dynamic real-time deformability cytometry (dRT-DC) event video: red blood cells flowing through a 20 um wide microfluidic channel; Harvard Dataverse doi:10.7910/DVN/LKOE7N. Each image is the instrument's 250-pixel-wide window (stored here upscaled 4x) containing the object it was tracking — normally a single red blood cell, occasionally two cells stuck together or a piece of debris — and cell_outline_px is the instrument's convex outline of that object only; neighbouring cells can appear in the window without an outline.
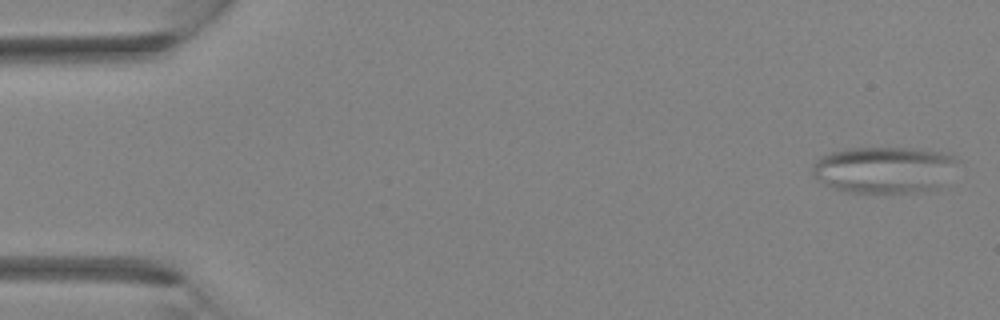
{"species": "Egyptian fruit bat (a non-hibernating species)", "species_latin": "Rousettus aegyptiacus", "temperature_condition": "room temperature", "stored_images_in_passage": 4, "camera_frame_rate_fps": 3000, "um_per_image_px": 0.085, "animal": {"sex": "female"}, "frame": {"image": 1, "passage_image": 1, "time_ms": 0.0, "image_size_px": [1000, 320], "cell_outline_px": [[960, 160], [944, 188], [936, 192], [852, 192], [832, 188], [824, 184], [812, 172], [812, 164], [820, 156], [832, 152], [848, 148], [920, 148], [948, 152], [956, 156]], "centroid_in_image_um": [75.3, 14.43], "position_along_channel_um": 9.7, "area_um2": 40.52}}
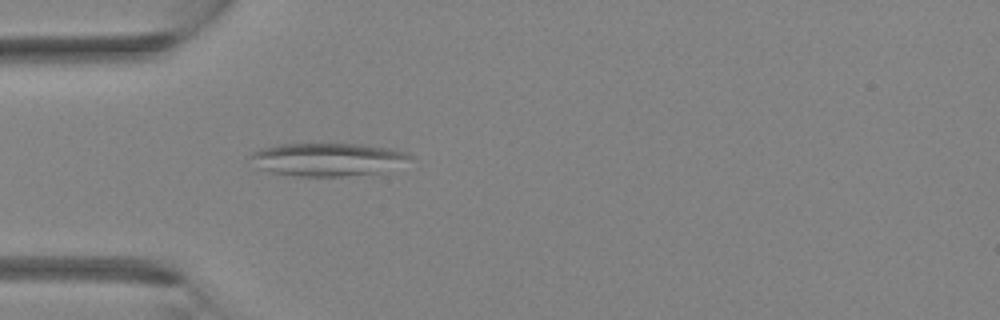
{"frame": {"image": 2, "passage_image": 4, "time_ms": 3.333, "image_size_px": [1000, 320], "cell_outline_px": [[412, 156], [380, 172], [340, 176], [296, 176], [272, 172], [260, 168], [248, 156], [252, 152], [260, 148], [276, 144], [364, 144], [392, 148], [408, 152]], "centroid_in_image_um": [27.77, 13.52], "position_along_channel_um": 57.2, "area_um2": 30.23}}